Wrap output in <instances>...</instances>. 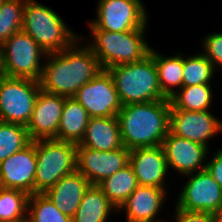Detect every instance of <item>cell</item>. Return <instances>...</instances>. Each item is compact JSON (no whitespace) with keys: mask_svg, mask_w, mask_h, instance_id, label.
Here are the masks:
<instances>
[{"mask_svg":"<svg viewBox=\"0 0 222 222\" xmlns=\"http://www.w3.org/2000/svg\"><path fill=\"white\" fill-rule=\"evenodd\" d=\"M166 193L163 188L138 185L117 212L125 209L127 222H162L155 217L161 211Z\"/></svg>","mask_w":222,"mask_h":222,"instance_id":"ac0fdd59","label":"cell"},{"mask_svg":"<svg viewBox=\"0 0 222 222\" xmlns=\"http://www.w3.org/2000/svg\"><path fill=\"white\" fill-rule=\"evenodd\" d=\"M5 0H0V7H1V5H2V3L4 2Z\"/></svg>","mask_w":222,"mask_h":222,"instance_id":"d590c367","label":"cell"},{"mask_svg":"<svg viewBox=\"0 0 222 222\" xmlns=\"http://www.w3.org/2000/svg\"><path fill=\"white\" fill-rule=\"evenodd\" d=\"M77 144L56 139L36 140L35 193H45L76 170Z\"/></svg>","mask_w":222,"mask_h":222,"instance_id":"8992f818","label":"cell"},{"mask_svg":"<svg viewBox=\"0 0 222 222\" xmlns=\"http://www.w3.org/2000/svg\"><path fill=\"white\" fill-rule=\"evenodd\" d=\"M90 117L117 116L122 108L113 78L103 69L73 96Z\"/></svg>","mask_w":222,"mask_h":222,"instance_id":"8fae6325","label":"cell"},{"mask_svg":"<svg viewBox=\"0 0 222 222\" xmlns=\"http://www.w3.org/2000/svg\"><path fill=\"white\" fill-rule=\"evenodd\" d=\"M153 50L151 48L149 54L155 61L160 90L169 99L175 93V89L178 91L183 87L184 56L181 52L171 57L164 56Z\"/></svg>","mask_w":222,"mask_h":222,"instance_id":"7402d4cb","label":"cell"},{"mask_svg":"<svg viewBox=\"0 0 222 222\" xmlns=\"http://www.w3.org/2000/svg\"><path fill=\"white\" fill-rule=\"evenodd\" d=\"M4 75V55H3V47L0 44V76Z\"/></svg>","mask_w":222,"mask_h":222,"instance_id":"836d02e7","label":"cell"},{"mask_svg":"<svg viewBox=\"0 0 222 222\" xmlns=\"http://www.w3.org/2000/svg\"><path fill=\"white\" fill-rule=\"evenodd\" d=\"M107 70L123 106L168 99L160 90L157 68L150 54L141 61L119 64Z\"/></svg>","mask_w":222,"mask_h":222,"instance_id":"277c9868","label":"cell"},{"mask_svg":"<svg viewBox=\"0 0 222 222\" xmlns=\"http://www.w3.org/2000/svg\"><path fill=\"white\" fill-rule=\"evenodd\" d=\"M176 222H213L212 214L205 212H190L175 208Z\"/></svg>","mask_w":222,"mask_h":222,"instance_id":"1f68e13d","label":"cell"},{"mask_svg":"<svg viewBox=\"0 0 222 222\" xmlns=\"http://www.w3.org/2000/svg\"><path fill=\"white\" fill-rule=\"evenodd\" d=\"M129 164L138 185L163 188L168 175V165L162 146L135 148L130 150Z\"/></svg>","mask_w":222,"mask_h":222,"instance_id":"e0dca14e","label":"cell"},{"mask_svg":"<svg viewBox=\"0 0 222 222\" xmlns=\"http://www.w3.org/2000/svg\"><path fill=\"white\" fill-rule=\"evenodd\" d=\"M130 150L122 146L110 151L92 148H76V170L86 177L91 185H98L129 164Z\"/></svg>","mask_w":222,"mask_h":222,"instance_id":"7c38bea8","label":"cell"},{"mask_svg":"<svg viewBox=\"0 0 222 222\" xmlns=\"http://www.w3.org/2000/svg\"><path fill=\"white\" fill-rule=\"evenodd\" d=\"M90 186L91 183L86 177L75 170L60 178L55 185L44 194L61 212L72 218L79 208L85 192Z\"/></svg>","mask_w":222,"mask_h":222,"instance_id":"d6986e66","label":"cell"},{"mask_svg":"<svg viewBox=\"0 0 222 222\" xmlns=\"http://www.w3.org/2000/svg\"><path fill=\"white\" fill-rule=\"evenodd\" d=\"M78 38L70 47L48 53L39 80L41 90L50 94L73 97L76 92L103 69L98 58Z\"/></svg>","mask_w":222,"mask_h":222,"instance_id":"6da1fadb","label":"cell"},{"mask_svg":"<svg viewBox=\"0 0 222 222\" xmlns=\"http://www.w3.org/2000/svg\"><path fill=\"white\" fill-rule=\"evenodd\" d=\"M137 186V179L130 164L98 184V187L117 209L132 194Z\"/></svg>","mask_w":222,"mask_h":222,"instance_id":"cb8c5ba5","label":"cell"},{"mask_svg":"<svg viewBox=\"0 0 222 222\" xmlns=\"http://www.w3.org/2000/svg\"><path fill=\"white\" fill-rule=\"evenodd\" d=\"M210 161H206V170L210 173V175L218 182V184L222 187V148L218 149L214 157L209 159Z\"/></svg>","mask_w":222,"mask_h":222,"instance_id":"d6a6232c","label":"cell"},{"mask_svg":"<svg viewBox=\"0 0 222 222\" xmlns=\"http://www.w3.org/2000/svg\"><path fill=\"white\" fill-rule=\"evenodd\" d=\"M40 90L39 81L0 76V121L27 126Z\"/></svg>","mask_w":222,"mask_h":222,"instance_id":"52a82bcc","label":"cell"},{"mask_svg":"<svg viewBox=\"0 0 222 222\" xmlns=\"http://www.w3.org/2000/svg\"><path fill=\"white\" fill-rule=\"evenodd\" d=\"M93 40L86 44L98 58L102 69L138 62L149 55L151 47L145 40L146 29L113 32L97 29L89 22Z\"/></svg>","mask_w":222,"mask_h":222,"instance_id":"3957f363","label":"cell"},{"mask_svg":"<svg viewBox=\"0 0 222 222\" xmlns=\"http://www.w3.org/2000/svg\"><path fill=\"white\" fill-rule=\"evenodd\" d=\"M161 146L169 169L171 167L183 176L205 170L206 163L204 161L209 154V149L206 146L177 137L170 131Z\"/></svg>","mask_w":222,"mask_h":222,"instance_id":"2e32d148","label":"cell"},{"mask_svg":"<svg viewBox=\"0 0 222 222\" xmlns=\"http://www.w3.org/2000/svg\"><path fill=\"white\" fill-rule=\"evenodd\" d=\"M36 141L0 162V188L35 193Z\"/></svg>","mask_w":222,"mask_h":222,"instance_id":"4fadbf2b","label":"cell"},{"mask_svg":"<svg viewBox=\"0 0 222 222\" xmlns=\"http://www.w3.org/2000/svg\"><path fill=\"white\" fill-rule=\"evenodd\" d=\"M169 99L122 106L117 114L121 140L127 149L161 146L169 132Z\"/></svg>","mask_w":222,"mask_h":222,"instance_id":"7a4b0ae2","label":"cell"},{"mask_svg":"<svg viewBox=\"0 0 222 222\" xmlns=\"http://www.w3.org/2000/svg\"><path fill=\"white\" fill-rule=\"evenodd\" d=\"M215 71L213 64L203 53L184 57L183 87L210 84Z\"/></svg>","mask_w":222,"mask_h":222,"instance_id":"f1b7e54d","label":"cell"},{"mask_svg":"<svg viewBox=\"0 0 222 222\" xmlns=\"http://www.w3.org/2000/svg\"><path fill=\"white\" fill-rule=\"evenodd\" d=\"M175 207L190 212L215 213L222 208V187L205 169L188 174Z\"/></svg>","mask_w":222,"mask_h":222,"instance_id":"30bf717a","label":"cell"},{"mask_svg":"<svg viewBox=\"0 0 222 222\" xmlns=\"http://www.w3.org/2000/svg\"><path fill=\"white\" fill-rule=\"evenodd\" d=\"M118 211L98 187L91 185L85 192L72 222H107L111 212Z\"/></svg>","mask_w":222,"mask_h":222,"instance_id":"603a6c76","label":"cell"},{"mask_svg":"<svg viewBox=\"0 0 222 222\" xmlns=\"http://www.w3.org/2000/svg\"><path fill=\"white\" fill-rule=\"evenodd\" d=\"M123 146L117 116L91 117L77 147L110 151Z\"/></svg>","mask_w":222,"mask_h":222,"instance_id":"ffe728a7","label":"cell"},{"mask_svg":"<svg viewBox=\"0 0 222 222\" xmlns=\"http://www.w3.org/2000/svg\"><path fill=\"white\" fill-rule=\"evenodd\" d=\"M21 30L47 54L60 52L80 38L53 9L35 0H25Z\"/></svg>","mask_w":222,"mask_h":222,"instance_id":"5b68a950","label":"cell"},{"mask_svg":"<svg viewBox=\"0 0 222 222\" xmlns=\"http://www.w3.org/2000/svg\"><path fill=\"white\" fill-rule=\"evenodd\" d=\"M211 89V84L182 87L179 91H175L171 98H169L171 109L185 111L210 110L213 100Z\"/></svg>","mask_w":222,"mask_h":222,"instance_id":"d4e9b609","label":"cell"},{"mask_svg":"<svg viewBox=\"0 0 222 222\" xmlns=\"http://www.w3.org/2000/svg\"><path fill=\"white\" fill-rule=\"evenodd\" d=\"M169 131L177 137L200 143L209 149L208 139L222 131V121L209 110L170 109Z\"/></svg>","mask_w":222,"mask_h":222,"instance_id":"5bb4252c","label":"cell"},{"mask_svg":"<svg viewBox=\"0 0 222 222\" xmlns=\"http://www.w3.org/2000/svg\"><path fill=\"white\" fill-rule=\"evenodd\" d=\"M26 222H72V218L61 212L44 194L28 196Z\"/></svg>","mask_w":222,"mask_h":222,"instance_id":"484cf974","label":"cell"},{"mask_svg":"<svg viewBox=\"0 0 222 222\" xmlns=\"http://www.w3.org/2000/svg\"><path fill=\"white\" fill-rule=\"evenodd\" d=\"M204 38L202 44L204 48L203 54L217 70L216 67H222V32L210 33Z\"/></svg>","mask_w":222,"mask_h":222,"instance_id":"4dcf8cb0","label":"cell"},{"mask_svg":"<svg viewBox=\"0 0 222 222\" xmlns=\"http://www.w3.org/2000/svg\"><path fill=\"white\" fill-rule=\"evenodd\" d=\"M25 0H5L0 7V44L21 31Z\"/></svg>","mask_w":222,"mask_h":222,"instance_id":"f546056e","label":"cell"},{"mask_svg":"<svg viewBox=\"0 0 222 222\" xmlns=\"http://www.w3.org/2000/svg\"><path fill=\"white\" fill-rule=\"evenodd\" d=\"M28 196L20 190L0 188V222H26Z\"/></svg>","mask_w":222,"mask_h":222,"instance_id":"4316f807","label":"cell"},{"mask_svg":"<svg viewBox=\"0 0 222 222\" xmlns=\"http://www.w3.org/2000/svg\"><path fill=\"white\" fill-rule=\"evenodd\" d=\"M213 222H222V208L215 213H212Z\"/></svg>","mask_w":222,"mask_h":222,"instance_id":"e575fe53","label":"cell"},{"mask_svg":"<svg viewBox=\"0 0 222 222\" xmlns=\"http://www.w3.org/2000/svg\"><path fill=\"white\" fill-rule=\"evenodd\" d=\"M90 118L86 109L74 97H65L57 140L78 145Z\"/></svg>","mask_w":222,"mask_h":222,"instance_id":"44dd1931","label":"cell"},{"mask_svg":"<svg viewBox=\"0 0 222 222\" xmlns=\"http://www.w3.org/2000/svg\"><path fill=\"white\" fill-rule=\"evenodd\" d=\"M65 97L40 90L26 126L31 141L56 139Z\"/></svg>","mask_w":222,"mask_h":222,"instance_id":"9a60e30c","label":"cell"},{"mask_svg":"<svg viewBox=\"0 0 222 222\" xmlns=\"http://www.w3.org/2000/svg\"><path fill=\"white\" fill-rule=\"evenodd\" d=\"M2 47L5 76L40 80L44 66L41 60L47 53L31 36L21 30L7 39Z\"/></svg>","mask_w":222,"mask_h":222,"instance_id":"ba28073f","label":"cell"},{"mask_svg":"<svg viewBox=\"0 0 222 222\" xmlns=\"http://www.w3.org/2000/svg\"><path fill=\"white\" fill-rule=\"evenodd\" d=\"M31 142L24 125L0 121V162Z\"/></svg>","mask_w":222,"mask_h":222,"instance_id":"83f0119b","label":"cell"},{"mask_svg":"<svg viewBox=\"0 0 222 222\" xmlns=\"http://www.w3.org/2000/svg\"><path fill=\"white\" fill-rule=\"evenodd\" d=\"M142 0H99L96 18L90 22L100 30L125 32L147 29L148 15Z\"/></svg>","mask_w":222,"mask_h":222,"instance_id":"9c48e42d","label":"cell"}]
</instances>
